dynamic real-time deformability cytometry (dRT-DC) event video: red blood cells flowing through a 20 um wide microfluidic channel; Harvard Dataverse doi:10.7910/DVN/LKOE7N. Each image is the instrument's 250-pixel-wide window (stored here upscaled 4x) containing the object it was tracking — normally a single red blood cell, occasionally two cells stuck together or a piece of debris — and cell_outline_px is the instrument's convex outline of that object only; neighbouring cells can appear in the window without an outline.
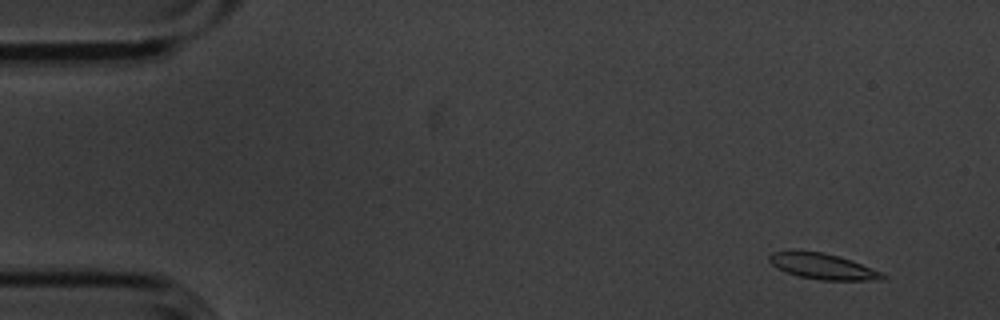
{"species": "common noctule bat (a hibernating species)", "species_latin": "Nyctalus noctula", "temperature_condition": "cold", "stored_images_in_passage": 6, "camera_frame_rate_fps": 3000, "um_per_image_px": 0.085, "animal": {"sex": "male", "body_mass_g": 20.1, "forearm_length_mm": 53.5}, "frame": {"image": 1, "passage_image": 1, "time_ms": 0.0, "image_size_px": [1000, 320], "cell_outline_px": [[888, 276], [884, 280], [820, 280], [800, 276], [776, 268], [768, 260], [768, 256], [772, 252], [824, 252], [840, 256], [852, 260], [884, 272]], "centroid_in_image_um": [70.04, 22.66], "position_along_channel_um": 15.0, "area_um2": 16.94}}
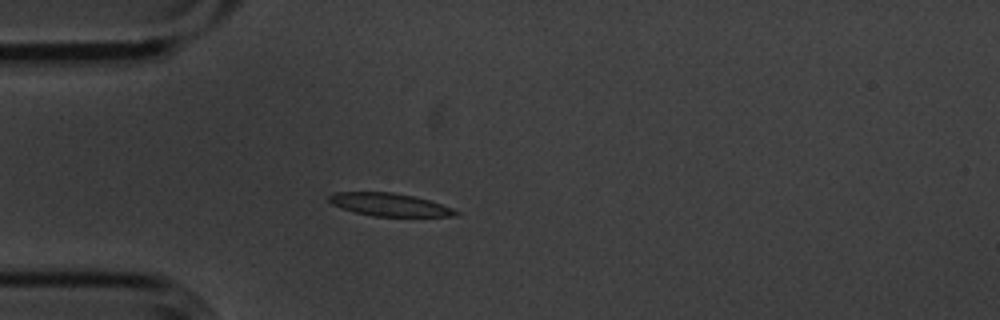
{"frame": {"image": 2, "passage_image": 4, "time_ms": 1.0, "image_size_px": [1000, 320], "cell_outline_px": [[460, 212], [456, 216], [372, 216], [356, 212], [332, 204], [328, 200], [328, 196], [336, 192], [392, 192], [412, 196], [428, 200], [452, 208]], "centroid_in_image_um": [33.1, 17.39], "position_along_channel_um": 51.9, "area_um2": 16.59}}
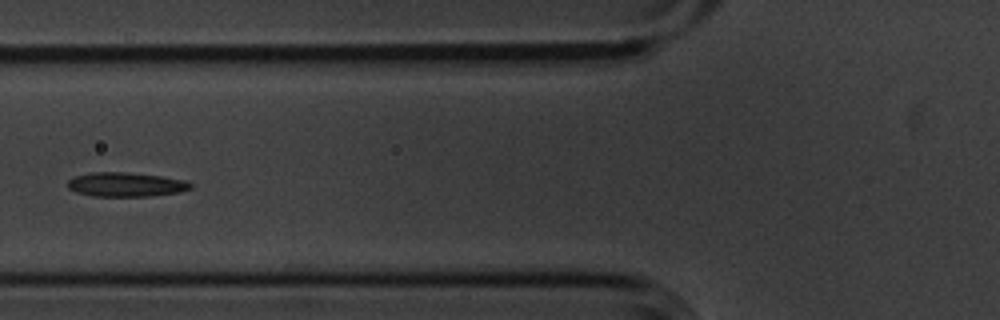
{"frame": {"image": 3, "passage_image": 6, "time_ms": 1.667, "image_size_px": [1000, 320], "cell_outline_px": [[192, 188], [180, 192], [152, 196], [92, 196], [76, 192], [68, 188], [68, 180], [72, 176], [92, 172], [128, 172], [164, 176], [184, 180], [192, 184]], "centroid_in_image_um": [10.7, 15.68], "position_along_channel_um": 115.1, "area_um2": 17.57}}